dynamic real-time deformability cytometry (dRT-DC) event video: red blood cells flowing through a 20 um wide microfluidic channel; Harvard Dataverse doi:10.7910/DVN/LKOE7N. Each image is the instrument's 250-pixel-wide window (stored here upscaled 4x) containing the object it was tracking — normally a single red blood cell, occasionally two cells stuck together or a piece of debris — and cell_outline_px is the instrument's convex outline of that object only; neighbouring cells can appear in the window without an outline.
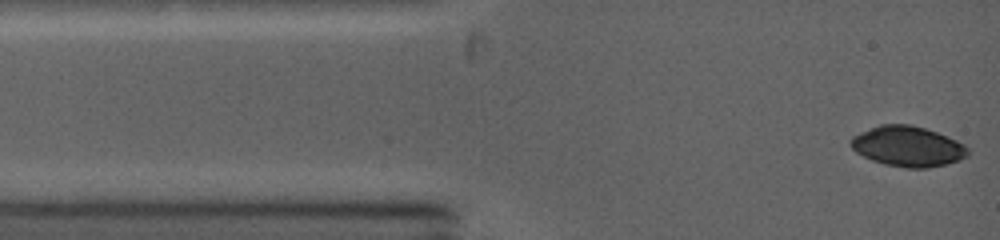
{"species": "common noctule bat (a hibernating species)", "species_latin": "Nyctalus noctula", "temperature_condition": "warm", "stored_images_in_passage": 8, "camera_frame_rate_fps": 5000, "um_per_image_px": 0.085, "animal": {"sex": "female", "body_mass_g": 19.0, "forearm_length_mm": 53.3}, "frame": {"image": 1, "passage_image": 1, "time_ms": 0.0, "image_size_px": [1000, 240], "cell_outline_px": [[968, 156], [960, 160], [948, 164], [928, 168], [908, 168], [884, 164], [872, 160], [856, 152], [848, 144], [852, 136], [860, 132], [880, 124], [912, 124], [948, 136], [964, 144], [968, 148]], "centroid_in_image_um": [77.16, 12.44], "position_along_channel_um": 7.8, "area_um2": 27.69}}
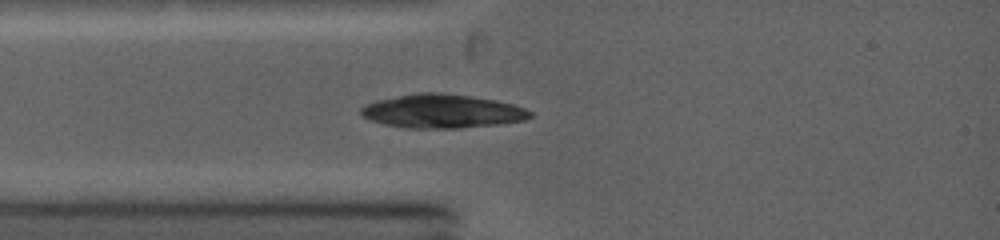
{"frame": {"image": 2, "passage_image": 8, "time_ms": 2.2, "image_size_px": [1000, 240], "cell_outline_px": [[532, 116], [524, 120], [500, 124], [460, 128], [404, 128], [384, 124], [372, 120], [364, 116], [360, 112], [360, 108], [364, 104], [376, 100], [420, 92], [440, 92], [496, 100], [512, 104], [524, 108], [532, 112]], "centroid_in_image_um": [37.57, 9.45], "position_along_channel_um": 47.4, "area_um2": 33.18}}